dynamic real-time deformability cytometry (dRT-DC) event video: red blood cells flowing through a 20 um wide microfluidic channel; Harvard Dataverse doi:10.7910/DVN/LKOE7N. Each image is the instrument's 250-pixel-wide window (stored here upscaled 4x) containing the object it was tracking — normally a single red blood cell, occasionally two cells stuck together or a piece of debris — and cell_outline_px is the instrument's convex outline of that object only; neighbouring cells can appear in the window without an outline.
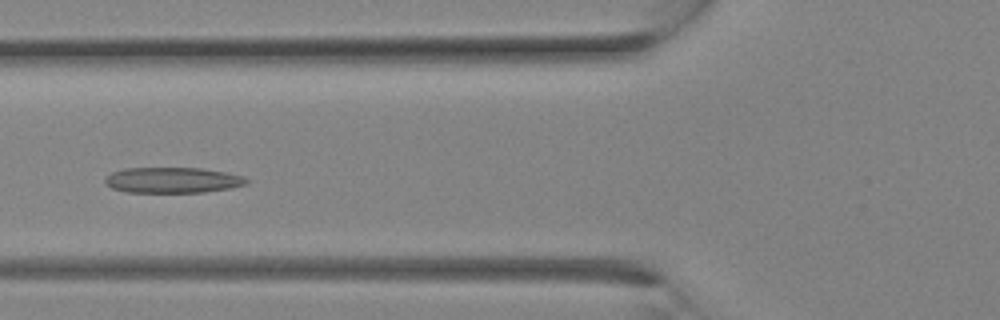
{"species": "Egyptian fruit bat (a non-hibernating species)", "species_latin": "Rousettus aegyptiacus", "temperature_condition": "room temperature", "stored_images_in_passage": 13, "camera_frame_rate_fps": 3000, "um_per_image_px": 0.085, "animal": {"sex": "female"}, "frame": {"image": 1, "passage_image": 10, "time_ms": 3.0, "image_size_px": [1000, 320], "cell_outline_px": [[248, 184], [232, 188], [204, 192], [124, 192], [112, 188], [104, 184], [104, 180], [112, 172], [124, 168], [200, 168], [228, 172], [244, 176], [248, 180]], "centroid_in_image_um": [14.69, 15.31], "position_along_channel_um": 111.1, "area_um2": 21.33}}
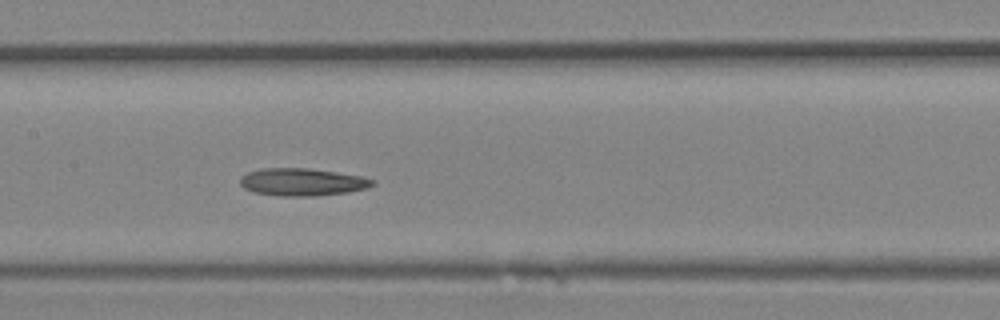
{"frame": {"image": 2, "passage_image": 13, "time_ms": 4.0, "image_size_px": [1000, 320], "cell_outline_px": [[376, 184], [368, 188], [348, 192], [316, 196], [280, 196], [256, 192], [244, 188], [240, 184], [240, 176], [248, 172], [260, 168], [308, 168], [364, 176], [376, 180]], "centroid_in_image_um": [25.73, 15.47], "position_along_channel_um": 181.7, "area_um2": 21.44}}